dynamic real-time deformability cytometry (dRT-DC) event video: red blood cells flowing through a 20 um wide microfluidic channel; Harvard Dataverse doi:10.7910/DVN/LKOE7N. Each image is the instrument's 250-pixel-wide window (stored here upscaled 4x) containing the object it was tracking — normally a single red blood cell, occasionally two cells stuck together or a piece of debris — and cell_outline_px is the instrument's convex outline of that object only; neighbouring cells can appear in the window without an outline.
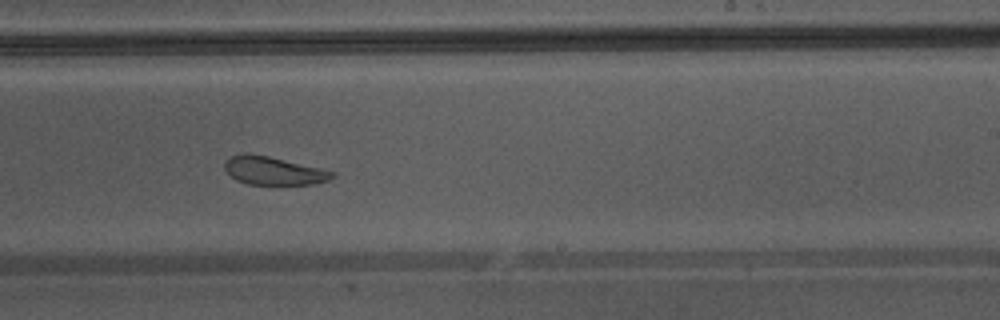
{"species": "Egyptian fruit bat (a non-hibernating species)", "species_latin": "Rousettus aegyptiacus", "temperature_condition": "warm", "stored_images_in_passage": 43, "camera_frame_rate_fps": 3000, "um_per_image_px": 0.085, "animal": {"sex": "male"}, "frame": {"image": 1, "passage_image": 25, "time_ms": 8.0, "image_size_px": [1000, 320], "cell_outline_px": [[336, 176], [328, 180], [312, 184], [248, 184], [236, 180], [224, 168], [224, 160], [232, 156], [248, 152], [268, 156], [320, 168], [336, 172]], "centroid_in_image_um": [23.24, 14.5], "position_along_channel_um": 265.8, "area_um2": 17.57}, "authors_computed_cell_mechanics": {"area_um2": 22.7732, "velocity_mm_per_s": 4.2934, "shape_relaxation_time_tau1_ms": 4.1225, "shape_relaxation_time_tau2_ms": 1.3598, "deformation_change_tau1": 0.1033, "deformation_change_tau2": 0.0711}}